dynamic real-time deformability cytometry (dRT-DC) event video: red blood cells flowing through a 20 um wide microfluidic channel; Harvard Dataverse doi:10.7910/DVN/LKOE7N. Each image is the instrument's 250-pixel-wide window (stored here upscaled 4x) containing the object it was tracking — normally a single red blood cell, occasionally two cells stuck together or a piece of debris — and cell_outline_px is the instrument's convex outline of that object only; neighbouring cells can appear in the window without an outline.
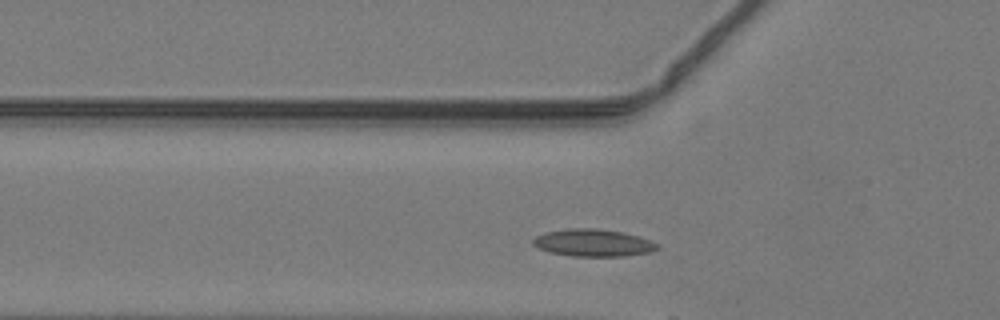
{"species": "common noctule bat (a hibernating species)", "species_latin": "Nyctalus noctula", "temperature_condition": "warm", "stored_images_in_passage": 6, "camera_frame_rate_fps": 3000, "um_per_image_px": 0.085, "animal": {"sex": "male", "body_mass_g": 19.2, "forearm_length_mm": 51.8}, "frame": {"image": 1, "passage_image": 4, "time_ms": 1.0, "image_size_px": [1000, 320], "cell_outline_px": [[660, 248], [652, 252], [624, 256], [572, 256], [552, 252], [540, 248], [532, 244], [532, 240], [536, 236], [544, 232], [568, 228], [596, 228], [624, 232], [652, 240], [660, 244]], "centroid_in_image_um": [50.48, 20.63], "position_along_channel_um": 75.3, "area_um2": 19.94}}